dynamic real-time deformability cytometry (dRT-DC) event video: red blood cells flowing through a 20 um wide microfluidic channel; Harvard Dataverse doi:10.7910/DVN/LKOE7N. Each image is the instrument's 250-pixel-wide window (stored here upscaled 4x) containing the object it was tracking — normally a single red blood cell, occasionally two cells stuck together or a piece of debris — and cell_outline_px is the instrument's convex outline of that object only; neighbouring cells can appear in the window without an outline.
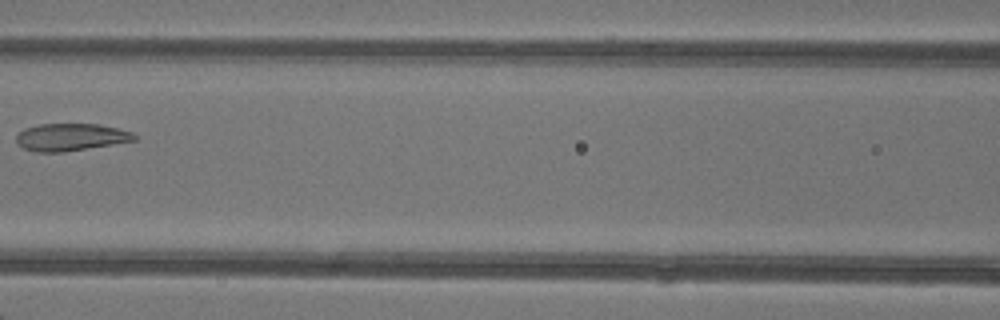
{"species": "common noctule bat (a hibernating species)", "species_latin": "Nyctalus noctula", "temperature_condition": "warm", "stored_images_in_passage": 4, "camera_frame_rate_fps": 3000, "um_per_image_px": 0.085, "animal": {"sex": "female"}, "frame": {"image": 1, "passage_image": 4, "time_ms": 3.333, "image_size_px": [1000, 320], "cell_outline_px": [[136, 140], [112, 144], [60, 152], [36, 152], [24, 148], [16, 140], [16, 136], [24, 128], [40, 124], [100, 124], [132, 132], [136, 136]], "centroid_in_image_um": [6.0, 11.64], "position_along_channel_um": 160.6, "area_um2": 18.5}}